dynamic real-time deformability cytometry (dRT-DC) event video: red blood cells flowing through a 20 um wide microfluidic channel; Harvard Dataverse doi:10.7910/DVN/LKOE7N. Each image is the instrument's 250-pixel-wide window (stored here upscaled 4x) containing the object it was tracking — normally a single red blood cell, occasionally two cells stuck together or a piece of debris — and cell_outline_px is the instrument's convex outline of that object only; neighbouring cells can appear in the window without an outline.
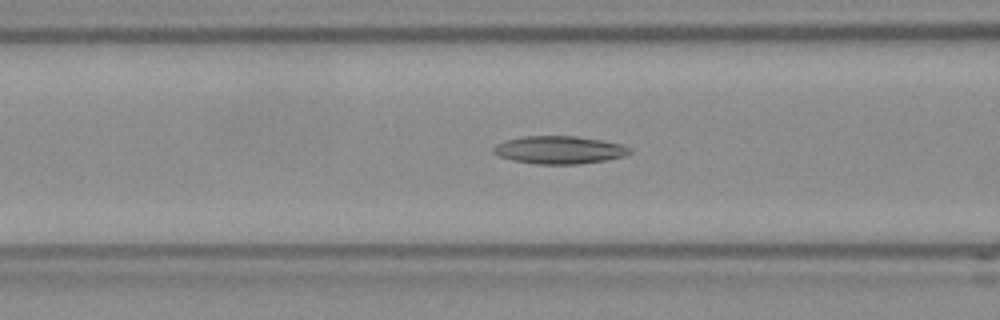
{"species": "Egyptian fruit bat (a non-hibernating species)", "species_latin": "Rousettus aegyptiacus", "temperature_condition": "room temperature", "stored_images_in_passage": 38, "camera_frame_rate_fps": 3000, "um_per_image_px": 0.085, "frame": {"image": 1, "passage_image": 5, "time_ms": 1.333, "image_size_px": [1000, 320], "cell_outline_px": [[632, 152], [624, 156], [604, 160], [580, 164], [536, 164], [512, 160], [500, 156], [492, 152], [492, 148], [496, 144], [504, 140], [524, 136], [576, 136], [600, 140], [620, 144], [632, 148]], "centroid_in_image_um": [47.51, 12.74], "position_along_channel_um": 119.1, "area_um2": 22.08}}
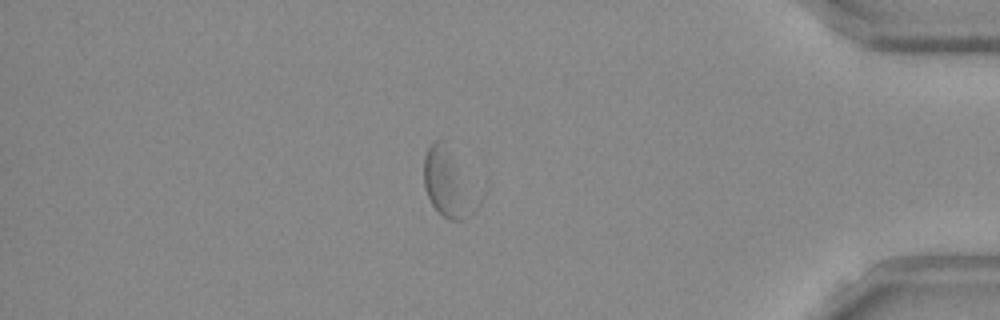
{"frame": {"image": 2, "passage_image": 30, "time_ms": 9.667, "image_size_px": [1000, 320], "cell_outline_px": [[480, 204], [472, 216], [464, 220], [448, 220], [432, 204], [424, 188], [424, 156], [428, 144], [436, 140], [444, 140], [480, 200]], "centroid_in_image_um": [38.08, 15.6], "position_along_channel_um": 397.1, "area_um2": 21.15}}
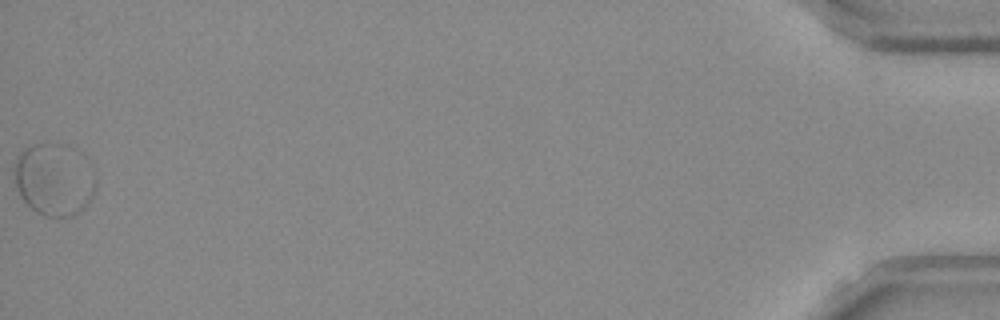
{"frame": {"image": 3, "passage_image": 38, "time_ms": 12.333, "image_size_px": [1000, 320], "cell_outline_px": [[96, 192], [84, 208], [80, 212], [72, 216], [44, 216], [36, 212], [20, 196], [16, 188], [12, 168], [16, 156], [24, 148], [32, 144], [56, 140], [64, 144], [96, 176]], "centroid_in_image_um": [4.52, 15.26], "position_along_channel_um": 430.7, "area_um2": 34.39}, "authors_computed_cell_mechanics": {"area_um2": 21.7328, "velocity_mm_per_s": 3.7836, "shape_relaxation_time_tau1_ms": null, "shape_relaxation_time_tau2_ms": 2.285, "deformation_change_tau1": null, "deformation_change_tau2": 0.0604}}